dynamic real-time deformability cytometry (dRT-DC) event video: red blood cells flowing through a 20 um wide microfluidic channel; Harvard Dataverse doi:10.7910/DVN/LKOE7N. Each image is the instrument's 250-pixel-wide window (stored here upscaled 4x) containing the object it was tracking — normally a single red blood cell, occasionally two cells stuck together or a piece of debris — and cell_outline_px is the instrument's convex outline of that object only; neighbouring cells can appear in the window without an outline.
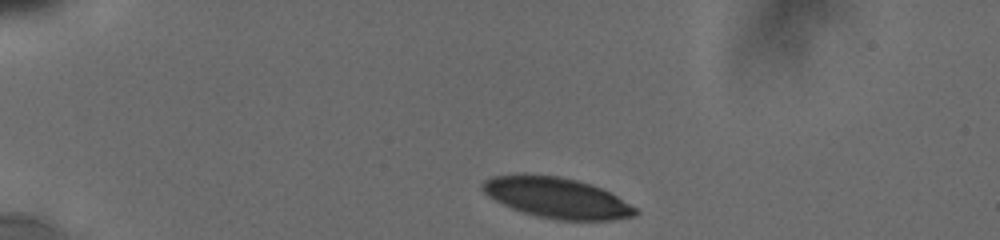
{"species": "human", "species_latin": "Homo sapiens", "temperature_condition": "cold", "stored_images_in_passage": 11, "camera_frame_rate_fps": 3000, "um_per_image_px": 0.085, "donor": {"sex": "male"}, "frame": {"image": 1, "passage_image": 1, "time_ms": 0.0, "image_size_px": [1000, 240], "cell_outline_px": [[640, 212], [636, 216], [612, 220], [560, 220], [536, 216], [512, 208], [488, 196], [480, 188], [480, 184], [484, 180], [492, 176], [524, 172], [556, 176], [576, 180], [600, 188], [616, 196], [636, 208]], "centroid_in_image_um": [47.28, 16.79], "position_along_channel_um": 37.7, "area_um2": 36.24}}